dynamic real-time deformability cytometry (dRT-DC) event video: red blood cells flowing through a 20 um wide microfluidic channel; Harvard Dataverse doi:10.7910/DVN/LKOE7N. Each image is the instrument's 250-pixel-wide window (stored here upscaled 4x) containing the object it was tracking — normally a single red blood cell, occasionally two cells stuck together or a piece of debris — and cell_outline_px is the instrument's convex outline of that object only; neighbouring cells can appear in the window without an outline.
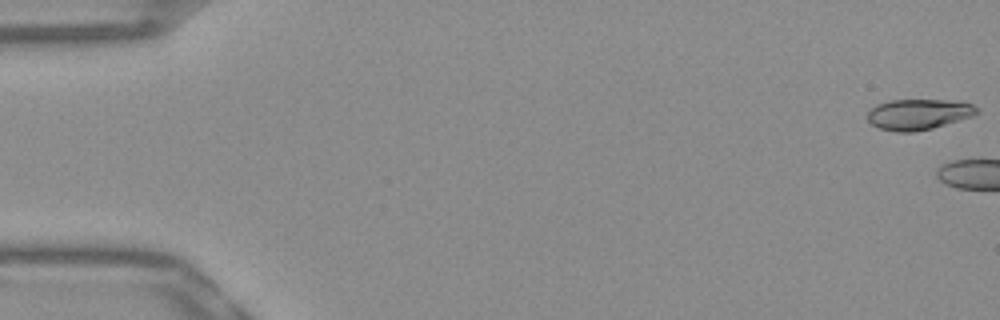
{"species": "Egyptian fruit bat (a non-hibernating species)", "species_latin": "Rousettus aegyptiacus", "temperature_condition": "warm", "stored_images_in_passage": 5, "camera_frame_rate_fps": 3000, "um_per_image_px": 0.085, "frame": {"image": 1, "passage_image": 1, "time_ms": 0.0, "image_size_px": [1000, 320], "cell_outline_px": [[980, 112], [972, 116], [932, 128], [916, 132], [896, 132], [880, 128], [872, 124], [868, 120], [868, 112], [876, 104], [888, 100], [960, 100], [972, 104], [980, 108]], "centroid_in_image_um": [78.11, 9.7], "position_along_channel_um": 6.9, "area_um2": 19.71}}